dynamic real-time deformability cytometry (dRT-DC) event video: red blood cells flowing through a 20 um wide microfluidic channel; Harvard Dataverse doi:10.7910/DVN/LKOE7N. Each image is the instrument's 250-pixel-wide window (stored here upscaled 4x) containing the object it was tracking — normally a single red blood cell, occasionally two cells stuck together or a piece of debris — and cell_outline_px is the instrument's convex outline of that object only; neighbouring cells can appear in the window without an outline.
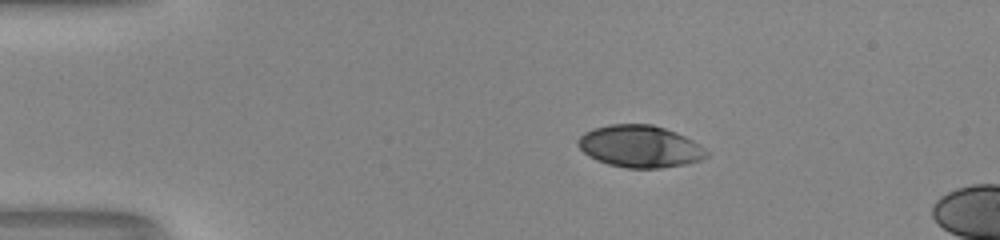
{"species": "human", "species_latin": "Homo sapiens", "temperature_condition": "room temperature", "stored_images_in_passage": 17, "camera_frame_rate_fps": 3000, "um_per_image_px": 0.085, "donor": {"sex": "male"}, "frame": {"image": 1, "passage_image": 10, "time_ms": 3.0, "image_size_px": [1000, 240], "cell_outline_px": [[708, 156], [700, 160], [684, 164], [660, 168], [628, 168], [608, 164], [596, 160], [588, 156], [576, 144], [576, 140], [584, 132], [596, 128], [612, 124], [652, 124], [676, 132], [692, 140], [704, 148], [708, 152]], "centroid_in_image_um": [54.37, 12.44], "position_along_channel_um": 30.6, "area_um2": 31.39}}